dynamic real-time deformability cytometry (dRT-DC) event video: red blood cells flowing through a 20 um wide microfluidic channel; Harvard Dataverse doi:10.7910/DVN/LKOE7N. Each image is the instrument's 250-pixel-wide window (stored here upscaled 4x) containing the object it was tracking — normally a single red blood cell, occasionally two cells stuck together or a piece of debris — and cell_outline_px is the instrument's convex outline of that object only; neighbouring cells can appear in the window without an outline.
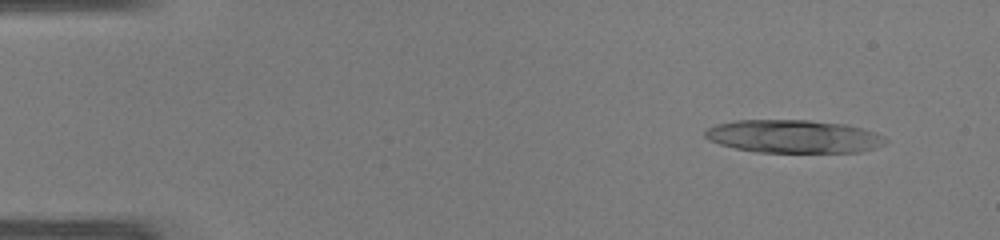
{"species": "common noctule bat (a hibernating species)", "species_latin": "Nyctalus noctula", "temperature_condition": "warm", "stored_images_in_passage": 52, "camera_frame_rate_fps": 3000, "um_per_image_px": 0.085, "animal": {"sex": "male", "body_mass_g": 19.0, "forearm_length_mm": 50.8}, "frame": {"image": 1, "passage_image": 4, "time_ms": 1.0, "image_size_px": [1000, 240], "cell_outline_px": [[888, 140], [884, 144], [872, 148], [856, 152], [756, 152], [736, 148], [720, 144], [708, 140], [704, 136], [704, 132], [708, 128], [716, 124], [736, 120], [808, 120], [848, 124], [876, 132], [884, 136]], "centroid_in_image_um": [67.45, 11.59], "position_along_channel_um": 17.5, "area_um2": 34.8}}
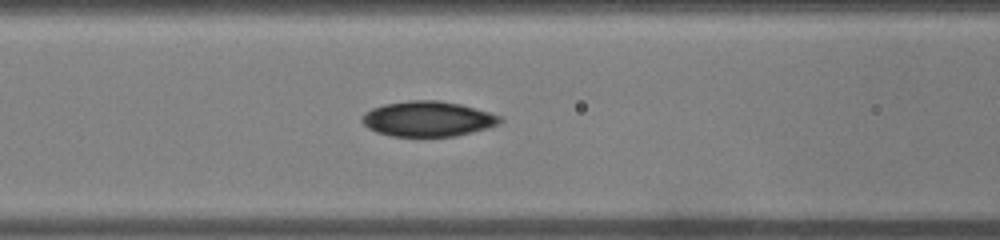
{"frame": {"image": 2, "passage_image": 21, "time_ms": 6.667, "image_size_px": [1000, 240], "cell_outline_px": [[504, 120], [496, 124], [484, 128], [456, 136], [392, 136], [376, 132], [368, 128], [360, 120], [364, 112], [372, 108], [384, 104], [408, 100], [440, 100], [460, 104], [488, 112], [500, 116]], "centroid_in_image_um": [36.3, 10.09], "position_along_channel_um": 130.3, "area_um2": 28.15}}
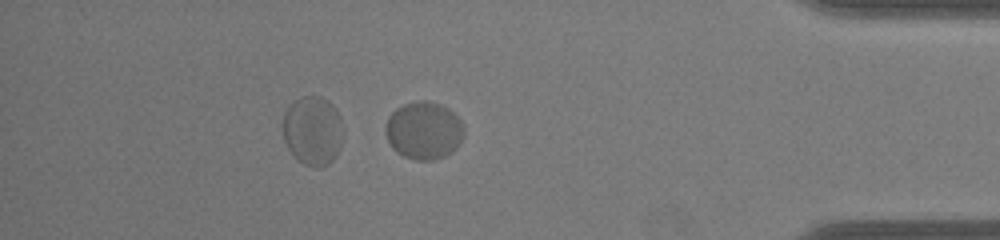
{"frame": {"image": 3, "passage_image": 45, "time_ms": 14.667, "image_size_px": [1000, 240], "cell_outline_px": [[464, 136], [444, 156], [432, 160], [416, 160], [404, 156], [396, 152], [392, 148], [384, 132], [384, 128], [388, 116], [396, 108], [404, 104], [416, 100], [424, 100], [440, 104], [448, 108], [460, 120], [464, 128]], "centroid_in_image_um": [35.97, 11.07], "position_along_channel_um": 399.2, "area_um2": 26.18}}